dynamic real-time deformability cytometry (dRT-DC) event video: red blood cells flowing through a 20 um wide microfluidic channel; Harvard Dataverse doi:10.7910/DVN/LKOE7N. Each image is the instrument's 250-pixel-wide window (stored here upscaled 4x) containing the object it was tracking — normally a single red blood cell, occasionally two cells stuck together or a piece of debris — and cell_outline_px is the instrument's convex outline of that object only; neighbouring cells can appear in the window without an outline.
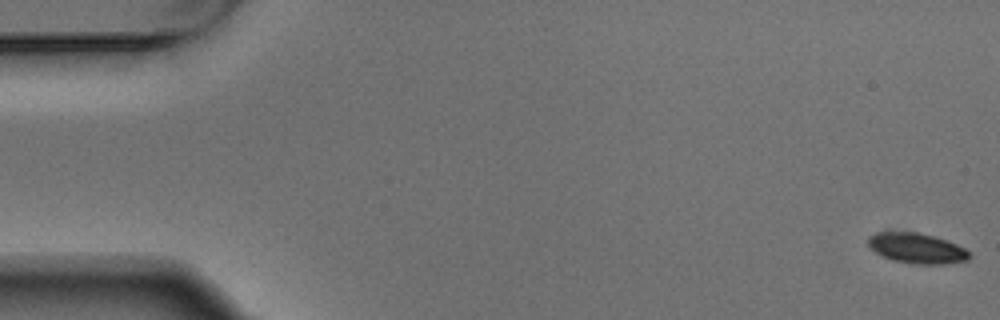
{"species": "Egyptian fruit bat (a non-hibernating species)", "species_latin": "Rousettus aegyptiacus", "temperature_condition": "warm", "stored_images_in_passage": 5, "camera_frame_rate_fps": 3000, "um_per_image_px": 0.085, "animal": {"sex": "male"}, "frame": {"image": 1, "passage_image": 1, "time_ms": 0.0, "image_size_px": [1000, 320], "cell_outline_px": [[972, 256], [968, 260], [940, 264], [912, 264], [892, 260], [880, 256], [868, 248], [868, 236], [876, 232], [916, 232], [932, 236], [956, 244], [964, 248]], "centroid_in_image_um": [77.86, 21.11], "position_along_channel_um": 7.1, "area_um2": 17.92}}
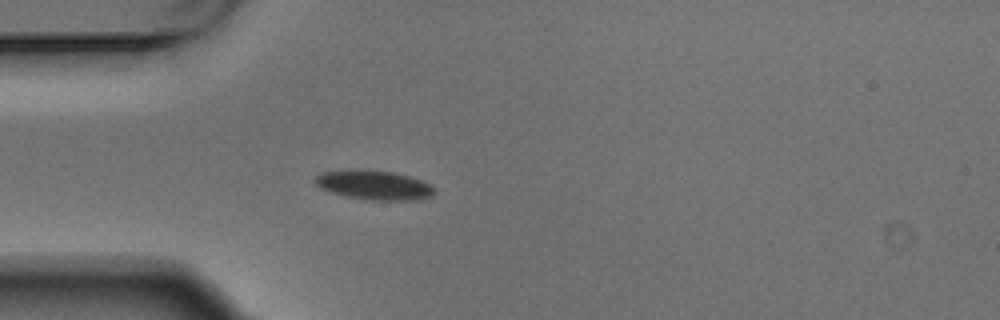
{"frame": {"image": 2, "passage_image": 5, "time_ms": 1.333, "image_size_px": [1000, 320], "cell_outline_px": [[436, 192], [432, 196], [416, 200], [368, 200], [348, 196], [332, 192], [320, 188], [312, 180], [320, 172], [348, 168], [364, 168], [392, 172], [408, 176], [432, 184], [436, 188]], "centroid_in_image_um": [31.78, 15.7], "position_along_channel_um": 53.2, "area_um2": 20.92}}